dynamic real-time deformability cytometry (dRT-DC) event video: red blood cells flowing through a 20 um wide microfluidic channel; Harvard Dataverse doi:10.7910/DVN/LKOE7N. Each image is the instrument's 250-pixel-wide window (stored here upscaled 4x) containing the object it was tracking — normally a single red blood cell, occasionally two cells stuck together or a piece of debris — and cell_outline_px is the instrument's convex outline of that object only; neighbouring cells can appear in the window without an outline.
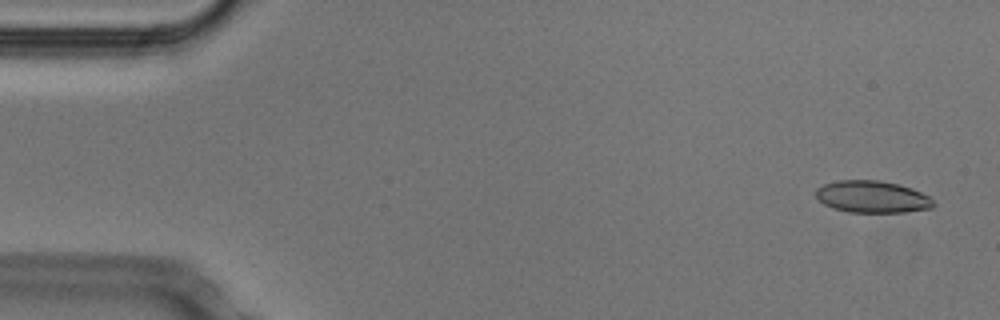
{"species": "Egyptian fruit bat (a non-hibernating species)", "species_latin": "Rousettus aegyptiacus", "temperature_condition": "cold", "stored_images_in_passage": 52, "camera_frame_rate_fps": 3000, "um_per_image_px": 0.085, "animal": {"sex": "male"}, "frame": {"image": 1, "passage_image": 2, "time_ms": 0.333, "image_size_px": [1000, 320], "cell_outline_px": [[936, 204], [932, 208], [904, 212], [848, 212], [832, 208], [824, 204], [816, 196], [816, 188], [824, 184], [840, 180], [880, 180], [900, 184], [912, 188], [932, 196]], "centroid_in_image_um": [74.19, 16.72], "position_along_channel_um": 10.8, "area_um2": 22.2}}
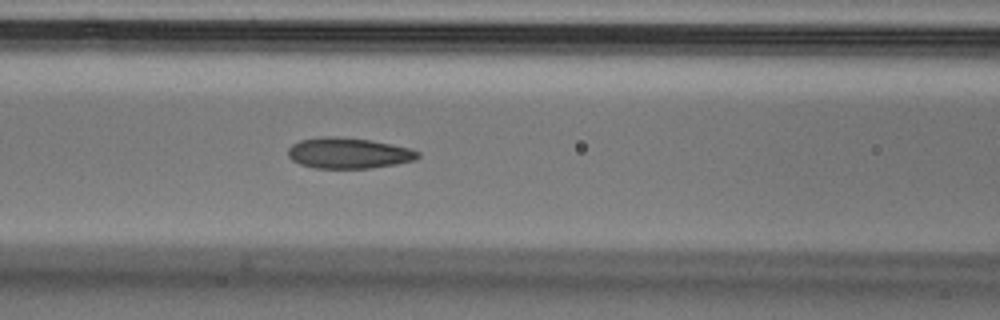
{"frame": {"image": 2, "passage_image": 21, "time_ms": 6.667, "image_size_px": [1000, 320], "cell_outline_px": [[420, 156], [416, 160], [396, 164], [372, 168], [312, 168], [300, 164], [292, 160], [288, 156], [288, 148], [292, 144], [300, 140], [320, 136], [336, 136], [372, 140], [412, 148], [420, 152]], "centroid_in_image_um": [29.64, 13.01], "position_along_channel_um": 137.0, "area_um2": 23.64}}
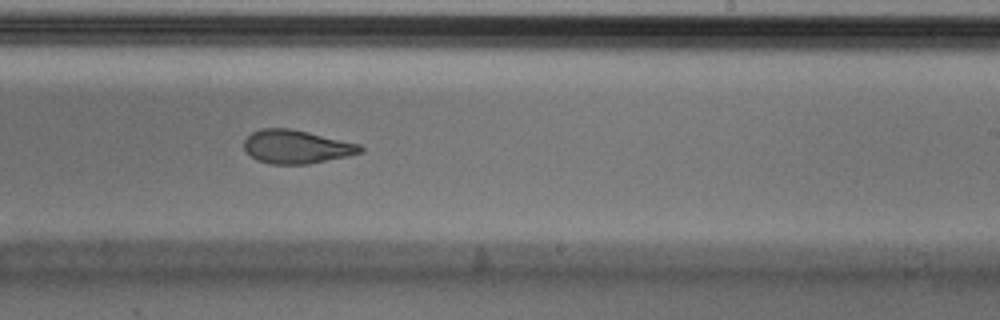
{"frame": {"image": 3, "passage_image": 31, "time_ms": 10.0, "image_size_px": [1000, 320], "cell_outline_px": [[364, 152], [348, 156], [308, 164], [272, 164], [256, 160], [244, 148], [244, 140], [252, 132], [260, 128], [288, 128], [308, 132], [360, 144], [364, 148]], "centroid_in_image_um": [25.21, 12.47], "position_along_channel_um": 263.8, "area_um2": 22.66}, "authors_computed_cell_mechanics": {"area_um2": 23.3223, "velocity_mm_per_s": 3.8165, "shape_relaxation_time_tau1_ms": null, "shape_relaxation_time_tau2_ms": 1.9583, "deformation_change_tau1": null, "deformation_change_tau2": 0.0934}}